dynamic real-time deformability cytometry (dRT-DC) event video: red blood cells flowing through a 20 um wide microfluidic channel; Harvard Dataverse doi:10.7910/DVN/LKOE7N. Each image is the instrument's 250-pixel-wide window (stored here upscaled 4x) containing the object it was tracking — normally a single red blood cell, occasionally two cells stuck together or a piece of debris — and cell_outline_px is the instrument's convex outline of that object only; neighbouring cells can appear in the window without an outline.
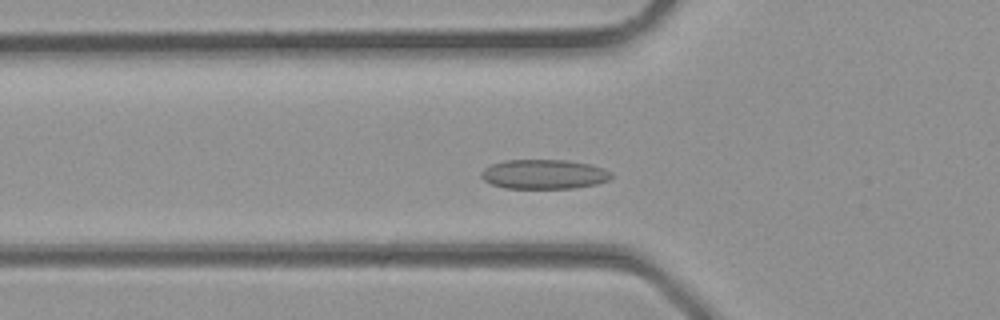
{"species": "common noctule bat (a hibernating species)", "species_latin": "Nyctalus noctula", "temperature_condition": "room temperature", "stored_images_in_passage": 7, "camera_frame_rate_fps": 3000, "um_per_image_px": 0.085, "animal": {"sex": "male", "body_mass_g": 23.1, "forearm_length_mm": 52.7}, "frame": {"image": 1, "passage_image": 6, "time_ms": 1.667, "image_size_px": [1000, 320], "cell_outline_px": [[612, 176], [608, 180], [596, 184], [572, 188], [504, 188], [492, 184], [484, 180], [480, 176], [480, 172], [484, 168], [492, 164], [504, 160], [568, 160], [592, 164], [604, 168], [612, 172]], "centroid_in_image_um": [46.24, 14.8], "position_along_channel_um": 79.6, "area_um2": 22.48}}